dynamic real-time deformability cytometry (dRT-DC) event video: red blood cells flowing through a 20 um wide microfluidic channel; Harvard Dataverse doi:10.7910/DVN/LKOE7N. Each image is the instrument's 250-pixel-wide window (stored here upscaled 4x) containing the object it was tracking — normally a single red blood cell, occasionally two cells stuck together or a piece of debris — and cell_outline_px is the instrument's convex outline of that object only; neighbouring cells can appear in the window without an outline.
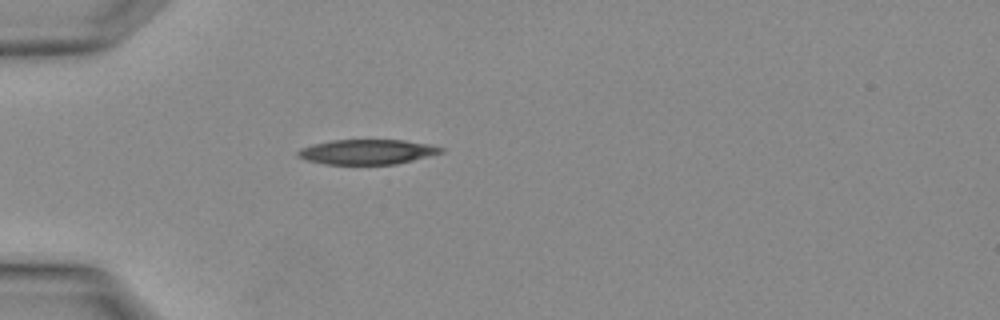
{"species": "Egyptian fruit bat (a non-hibernating species)", "species_latin": "Rousettus aegyptiacus", "temperature_condition": "warm", "stored_images_in_passage": 1, "camera_frame_rate_fps": 3000, "um_per_image_px": 0.085, "animal": {"sex": "female"}, "frame": {"image": 1, "passage_image": 1, "time_ms": 0.0, "image_size_px": [1000, 320], "cell_outline_px": [[444, 152], [396, 164], [324, 164], [308, 160], [296, 156], [296, 152], [300, 148], [312, 144], [332, 140], [404, 140], [428, 144], [444, 148]], "centroid_in_image_um": [31.18, 12.9], "position_along_channel_um": 53.8, "area_um2": 20.69}}